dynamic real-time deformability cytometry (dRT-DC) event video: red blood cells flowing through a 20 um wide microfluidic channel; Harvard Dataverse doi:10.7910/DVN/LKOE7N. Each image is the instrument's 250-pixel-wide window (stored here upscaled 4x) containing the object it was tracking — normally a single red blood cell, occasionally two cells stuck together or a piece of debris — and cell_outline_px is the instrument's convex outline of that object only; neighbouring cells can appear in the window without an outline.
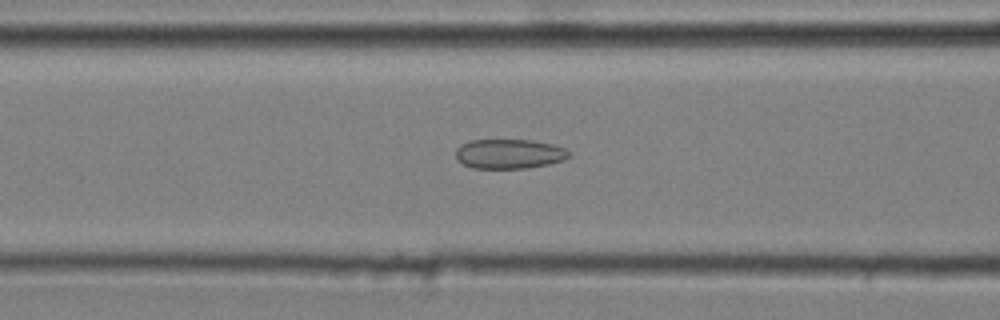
{"species": "common noctule bat (a hibernating species)", "species_latin": "Nyctalus noctula", "temperature_condition": "cold", "stored_images_in_passage": 45, "camera_frame_rate_fps": 3000, "um_per_image_px": 0.085, "animal": {"sex": "male", "body_mass_g": 20.4}, "frame": {"image": 1, "passage_image": 15, "time_ms": 4.667, "image_size_px": [1000, 320], "cell_outline_px": [[572, 156], [564, 160], [548, 164], [528, 168], [472, 168], [464, 164], [456, 156], [456, 148], [460, 144], [468, 140], [532, 140], [552, 144], [564, 148], [572, 152]], "centroid_in_image_um": [43.32, 13.07], "position_along_channel_um": 123.3, "area_um2": 19.65}}
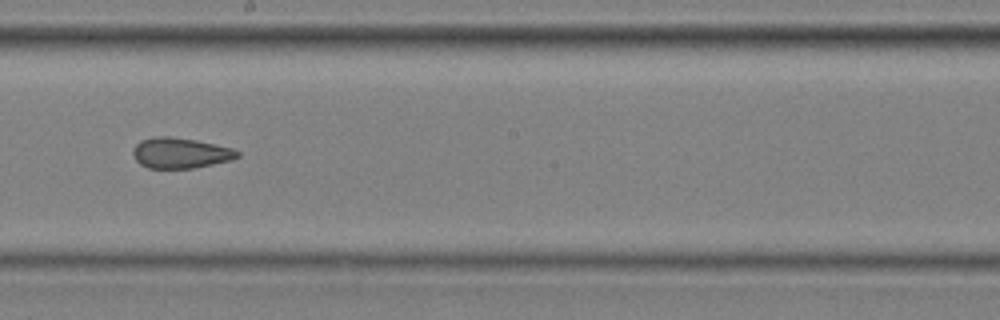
{"frame": {"image": 2, "passage_image": 24, "time_ms": 7.667, "image_size_px": [1000, 320], "cell_outline_px": [[240, 156], [232, 160], [192, 168], [148, 168], [140, 164], [136, 160], [132, 152], [132, 148], [140, 140], [156, 136], [168, 136], [196, 140], [232, 148], [240, 152]], "centroid_in_image_um": [15.32, 13.0], "position_along_channel_um": 232.9, "area_um2": 18.61}}
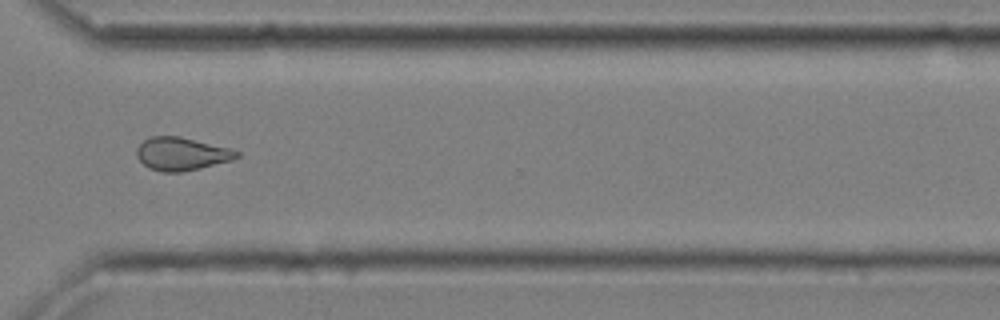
{"frame": {"image": 3, "passage_image": 34, "time_ms": 11.0, "image_size_px": [1000, 320], "cell_outline_px": [[240, 156], [232, 160], [200, 168], [180, 172], [160, 172], [148, 168], [136, 156], [136, 148], [144, 140], [152, 136], [180, 136], [232, 148], [240, 152]], "centroid_in_image_um": [15.45, 13.07], "position_along_channel_um": 355.2, "area_um2": 19.42}, "authors_computed_cell_mechanics": {"area_um2": 19.2474, "velocity_mm_per_s": 3.6595, "shape_relaxation_time_tau1_ms": null, "shape_relaxation_time_tau2_ms": 2.1135, "deformation_change_tau1": null, "deformation_change_tau2": 0.0946}}